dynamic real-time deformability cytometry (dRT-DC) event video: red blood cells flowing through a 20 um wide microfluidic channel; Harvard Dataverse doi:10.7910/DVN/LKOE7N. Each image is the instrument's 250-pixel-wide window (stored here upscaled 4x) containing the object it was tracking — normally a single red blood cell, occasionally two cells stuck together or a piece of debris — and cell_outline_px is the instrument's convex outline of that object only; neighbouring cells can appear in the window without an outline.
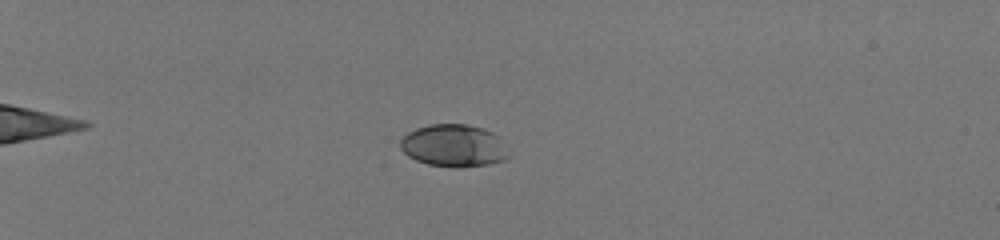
{"species": "human", "species_latin": "Homo sapiens", "temperature_condition": "room temperature", "stored_images_in_passage": 57, "camera_frame_rate_fps": 3000, "um_per_image_px": 0.085, "donor": {"sex": "male"}, "frame": {"image": 1, "passage_image": 20, "time_ms": 6.333, "image_size_px": [1000, 240], "cell_outline_px": [[512, 156], [504, 160], [488, 164], [464, 168], [452, 168], [428, 164], [416, 160], [408, 156], [400, 148], [400, 140], [408, 132], [416, 128], [428, 124], [464, 124], [484, 128], [500, 136]], "centroid_in_image_um": [38.61, 12.39], "position_along_channel_um": 46.4, "area_um2": 27.28}}
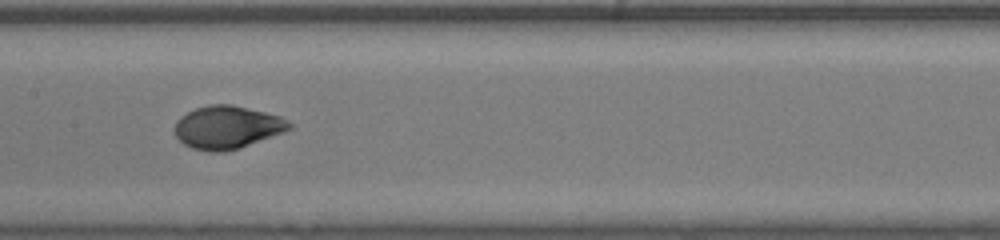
{"frame": {"image": 2, "passage_image": 36, "time_ms": 11.667, "image_size_px": [1000, 240], "cell_outline_px": [[292, 128], [284, 132], [240, 148], [224, 152], [208, 152], [192, 148], [184, 144], [176, 136], [172, 128], [176, 120], [180, 116], [196, 108], [208, 104], [232, 104], [280, 116], [288, 120], [292, 124]], "centroid_in_image_um": [19.29, 10.82], "position_along_channel_um": 188.1, "area_um2": 28.96}}
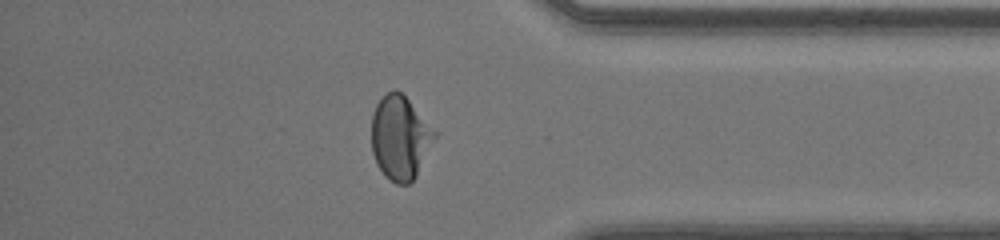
{"frame": {"image": 3, "passage_image": 52, "time_ms": 17.0, "image_size_px": [1000, 240], "cell_outline_px": [[436, 136], [416, 176], [408, 184], [396, 184], [384, 176], [376, 164], [372, 152], [372, 112], [376, 104], [388, 92], [400, 92], [408, 100], [436, 132]], "centroid_in_image_um": [33.98, 11.74], "position_along_channel_um": 401.2, "area_um2": 30.29}, "authors_computed_cell_mechanics": {"area_um2": 28.9578, "velocity_mm_per_s": 4.1124, "shape_relaxation_time_tau1_ms": 3.1638, "shape_relaxation_time_tau2_ms": null, "deformation_change_tau1": 0.1662, "deformation_change_tau2": null}}